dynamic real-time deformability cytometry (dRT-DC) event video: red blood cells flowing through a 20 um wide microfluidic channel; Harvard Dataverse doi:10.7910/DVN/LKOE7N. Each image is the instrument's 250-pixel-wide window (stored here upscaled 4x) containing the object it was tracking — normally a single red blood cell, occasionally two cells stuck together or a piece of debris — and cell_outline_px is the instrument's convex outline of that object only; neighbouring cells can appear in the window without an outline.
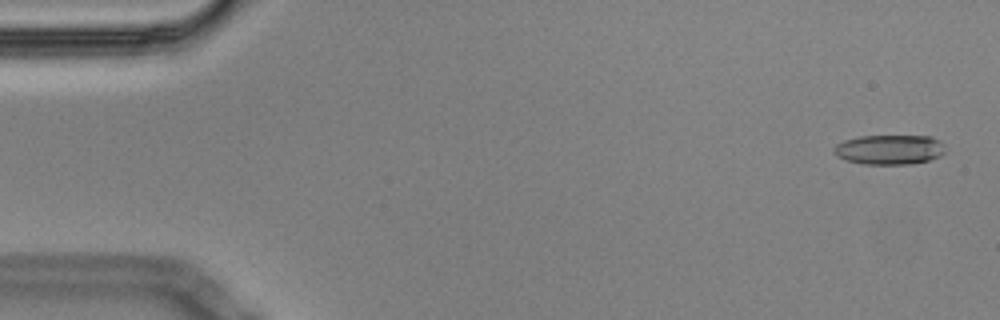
{"species": "Egyptian fruit bat (a non-hibernating species)", "species_latin": "Rousettus aegyptiacus", "temperature_condition": "cold", "stored_images_in_passage": 56, "camera_frame_rate_fps": 3000, "um_per_image_px": 0.085, "animal": {"sex": "male"}, "frame": {"image": 1, "passage_image": 2, "time_ms": 0.333, "image_size_px": [1000, 320], "cell_outline_px": [[944, 152], [940, 156], [928, 160], [908, 164], [864, 164], [848, 160], [840, 156], [836, 152], [836, 144], [844, 140], [860, 136], [932, 136], [940, 140], [944, 144]], "centroid_in_image_um": [75.67, 12.7], "position_along_channel_um": 9.3, "area_um2": 19.02}}
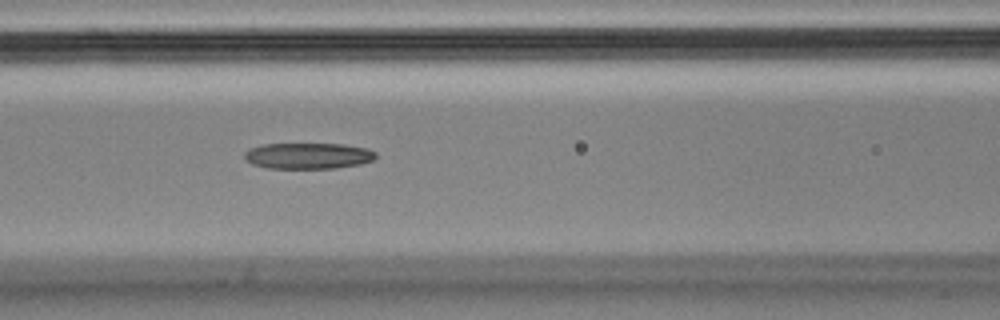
{"frame": {"image": 2, "passage_image": 24, "time_ms": 7.667, "image_size_px": [1000, 320], "cell_outline_px": [[376, 156], [372, 160], [360, 164], [336, 168], [268, 168], [252, 164], [244, 156], [244, 152], [248, 148], [264, 144], [344, 144], [368, 148], [376, 152]], "centroid_in_image_um": [26.2, 13.24], "position_along_channel_um": 140.4, "area_um2": 19.94}}
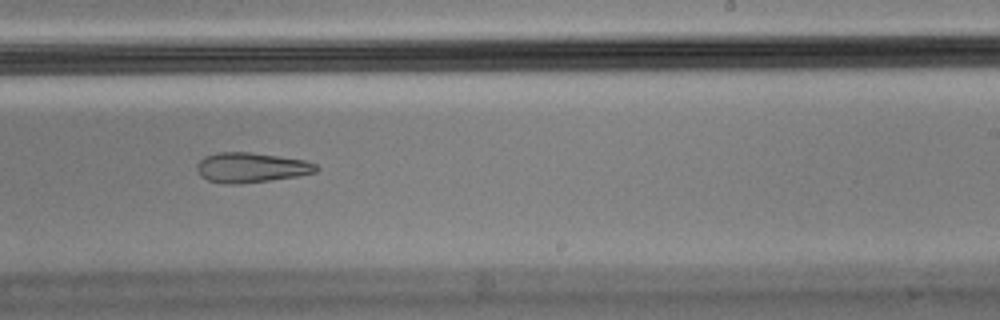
{"frame": {"image": 3, "passage_image": 35, "time_ms": 11.333, "image_size_px": [1000, 320], "cell_outline_px": [[320, 168], [316, 172], [296, 176], [268, 180], [236, 184], [224, 184], [208, 180], [200, 176], [196, 168], [196, 164], [204, 156], [216, 152], [248, 152], [304, 160], [316, 164]], "centroid_in_image_um": [21.3, 14.24], "position_along_channel_um": 267.7, "area_um2": 20.69}}